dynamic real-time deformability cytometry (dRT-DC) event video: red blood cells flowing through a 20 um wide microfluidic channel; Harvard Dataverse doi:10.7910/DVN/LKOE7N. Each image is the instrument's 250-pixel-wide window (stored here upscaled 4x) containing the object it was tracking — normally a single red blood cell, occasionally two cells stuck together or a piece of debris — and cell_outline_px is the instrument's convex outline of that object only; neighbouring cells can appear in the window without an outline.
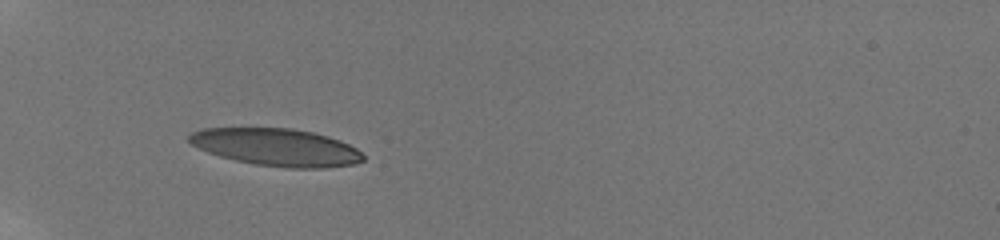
{"species": "human", "species_latin": "Homo sapiens", "temperature_condition": "room temperature", "stored_images_in_passage": 14, "camera_frame_rate_fps": 3000, "um_per_image_px": 0.085, "donor": {"sex": "male"}, "frame": {"image": 1, "passage_image": 3, "time_ms": 1.0, "image_size_px": [1000, 240], "cell_outline_px": [[364, 160], [352, 164], [324, 168], [284, 168], [256, 164], [236, 160], [220, 156], [208, 152], [192, 144], [188, 140], [188, 136], [192, 132], [204, 128], [292, 128], [312, 132], [328, 136], [340, 140], [356, 148], [364, 156]], "centroid_in_image_um": [23.51, 12.51], "position_along_channel_um": 61.5, "area_um2": 37.8}}
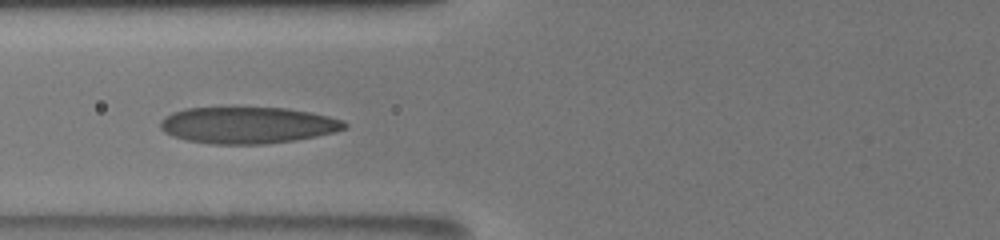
{"frame": {"image": 2, "passage_image": 7, "time_ms": 2.667, "image_size_px": [1000, 240], "cell_outline_px": [[348, 128], [336, 132], [296, 140], [264, 144], [212, 144], [188, 140], [172, 136], [164, 132], [160, 128], [160, 120], [164, 116], [172, 112], [184, 108], [288, 108], [312, 112], [344, 120], [348, 124]], "centroid_in_image_um": [21.07, 10.64], "position_along_channel_um": 104.7, "area_um2": 39.48}}
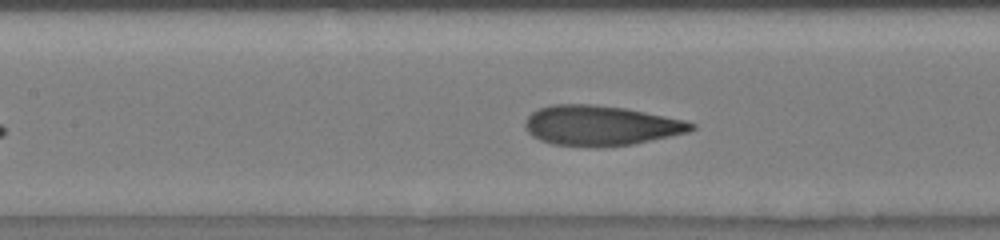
{"frame": {"image": 3, "passage_image": 10, "time_ms": 4.0, "image_size_px": [1000, 240], "cell_outline_px": [[696, 128], [688, 132], [632, 144], [596, 148], [552, 144], [540, 140], [532, 136], [524, 128], [524, 120], [532, 112], [540, 108], [552, 104], [592, 104], [624, 108], [684, 120], [696, 124]], "centroid_in_image_um": [51.01, 10.68], "position_along_channel_um": 156.4, "area_um2": 38.84}}